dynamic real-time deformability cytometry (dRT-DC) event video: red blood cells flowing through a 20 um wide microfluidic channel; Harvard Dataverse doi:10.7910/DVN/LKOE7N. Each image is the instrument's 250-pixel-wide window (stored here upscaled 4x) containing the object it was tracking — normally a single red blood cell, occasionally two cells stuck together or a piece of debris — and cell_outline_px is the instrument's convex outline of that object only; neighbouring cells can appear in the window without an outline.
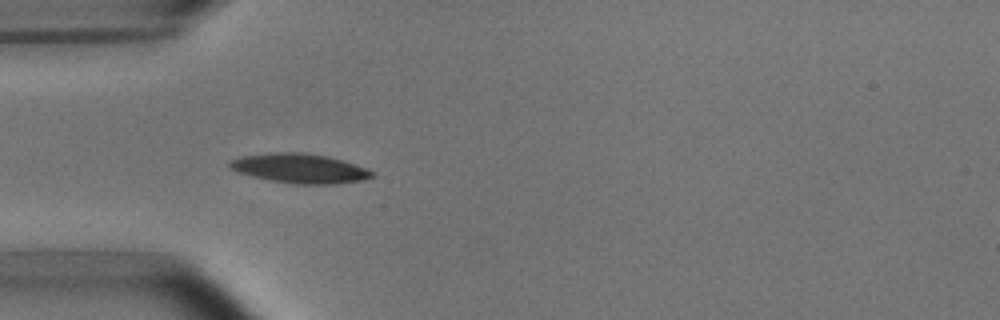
{"species": "common noctule bat (a hibernating species)", "species_latin": "Nyctalus noctula", "temperature_condition": "room temperature", "stored_images_in_passage": 4, "camera_frame_rate_fps": 3000, "um_per_image_px": 0.085, "animal": {"sex": "male", "body_mass_g": 15.6}, "frame": {"image": 1, "passage_image": 4, "time_ms": 3.667, "image_size_px": [1000, 320], "cell_outline_px": [[376, 176], [364, 180], [336, 184], [296, 184], [272, 180], [252, 176], [240, 172], [232, 168], [228, 164], [232, 160], [240, 156], [272, 152], [300, 152], [328, 156], [344, 160], [364, 168], [372, 172]], "centroid_in_image_um": [25.52, 14.31], "position_along_channel_um": 59.5, "area_um2": 24.28}}